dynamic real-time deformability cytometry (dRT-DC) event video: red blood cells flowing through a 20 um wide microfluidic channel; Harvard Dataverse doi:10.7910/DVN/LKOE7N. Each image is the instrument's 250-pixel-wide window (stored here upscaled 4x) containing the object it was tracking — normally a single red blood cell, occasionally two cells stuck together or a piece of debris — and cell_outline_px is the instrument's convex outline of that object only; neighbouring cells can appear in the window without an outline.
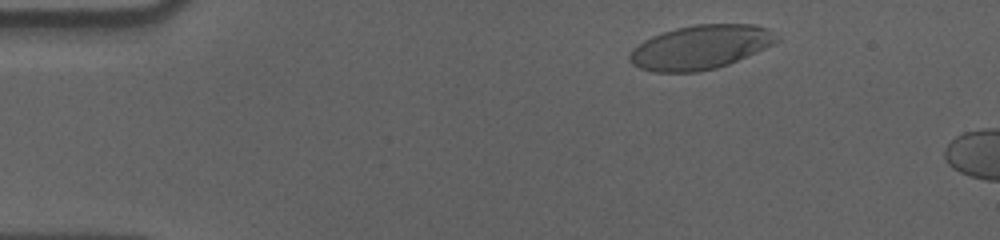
{"species": "human", "species_latin": "Homo sapiens", "temperature_condition": "cold", "stored_images_in_passage": 10, "camera_frame_rate_fps": 3000, "um_per_image_px": 0.085, "donor": {"sex": "male"}, "frame": {"image": 1, "passage_image": 4, "time_ms": 1.0, "image_size_px": [1000, 240], "cell_outline_px": [[780, 40], [764, 48], [728, 64], [716, 68], [696, 72], [656, 72], [640, 68], [632, 64], [628, 60], [628, 52], [632, 48], [644, 40], [652, 36], [676, 28], [696, 24], [756, 24], [768, 28], [780, 36]], "centroid_in_image_um": [59.52, 4.0], "position_along_channel_um": 25.5, "area_um2": 37.8}}